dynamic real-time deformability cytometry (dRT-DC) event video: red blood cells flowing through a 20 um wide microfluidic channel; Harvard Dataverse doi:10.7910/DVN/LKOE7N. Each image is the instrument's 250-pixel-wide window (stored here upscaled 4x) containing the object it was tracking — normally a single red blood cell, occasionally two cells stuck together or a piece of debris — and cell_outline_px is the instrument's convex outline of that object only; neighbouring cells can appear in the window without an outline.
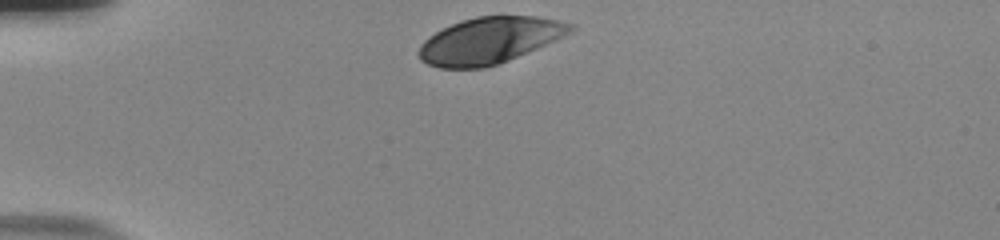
{"species": "human", "species_latin": "Homo sapiens", "temperature_condition": "room temperature", "stored_images_in_passage": 33, "camera_frame_rate_fps": 3000, "um_per_image_px": 0.085, "donor": {"sex": "male"}, "frame": {"image": 1, "passage_image": 1, "time_ms": 0.0, "image_size_px": [1000, 240], "cell_outline_px": [[576, 28], [572, 32], [536, 48], [508, 60], [484, 68], [440, 68], [428, 64], [420, 60], [416, 52], [420, 44], [424, 40], [436, 32], [460, 20], [476, 16], [536, 16], [576, 24]], "centroid_in_image_um": [41.58, 3.43], "position_along_channel_um": 43.4, "area_um2": 40.81}}
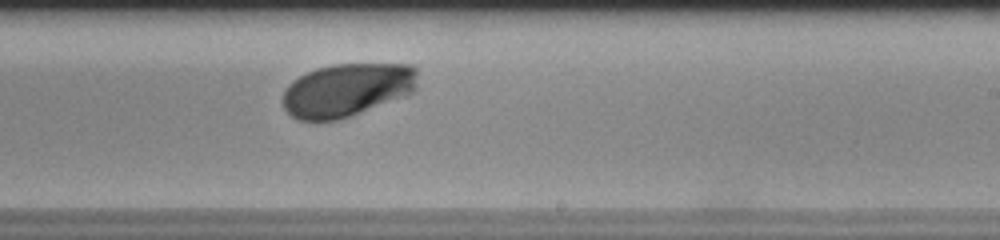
{"frame": {"image": 2, "passage_image": 22, "time_ms": 7.0, "image_size_px": [1000, 240], "cell_outline_px": [[416, 88], [412, 92], [404, 96], [348, 116], [336, 120], [300, 120], [292, 116], [284, 108], [284, 92], [288, 84], [300, 76], [316, 68], [332, 64], [412, 64], [416, 68]], "centroid_in_image_um": [29.49, 7.62], "position_along_channel_um": 259.5, "area_um2": 41.33}}
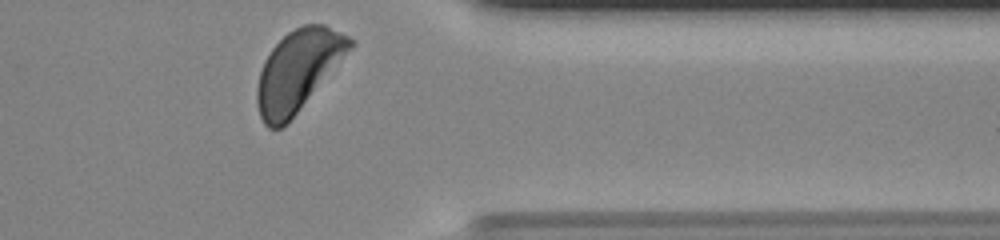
{"frame": {"image": 3, "passage_image": 33, "time_ms": 10.667, "image_size_px": [1000, 240], "cell_outline_px": [[356, 44], [288, 124], [280, 128], [268, 128], [264, 124], [260, 116], [256, 104], [256, 88], [260, 72], [264, 60], [272, 48], [288, 32], [304, 24], [324, 24], [348, 36]], "centroid_in_image_um": [25.32, 6.02], "position_along_channel_um": 386.1, "area_um2": 43.75}, "authors_computed_cell_mechanics": {"area_um2": 42.483, "velocity_mm_per_s": 3.6384, "shape_relaxation_time_tau1_ms": 1.8937, "shape_relaxation_time_tau2_ms": null, "deformation_change_tau1": 0.1179, "deformation_change_tau2": null}}